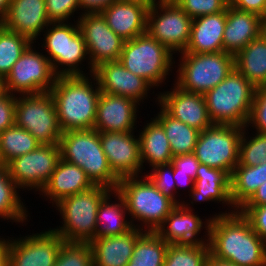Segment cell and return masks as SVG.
Wrapping results in <instances>:
<instances>
[{
  "mask_svg": "<svg viewBox=\"0 0 266 266\" xmlns=\"http://www.w3.org/2000/svg\"><path fill=\"white\" fill-rule=\"evenodd\" d=\"M256 87L235 68L216 87L204 94L213 124L246 127Z\"/></svg>",
  "mask_w": 266,
  "mask_h": 266,
  "instance_id": "cell-6",
  "label": "cell"
},
{
  "mask_svg": "<svg viewBox=\"0 0 266 266\" xmlns=\"http://www.w3.org/2000/svg\"><path fill=\"white\" fill-rule=\"evenodd\" d=\"M93 186L94 184L82 168L60 159L49 182L38 194L47 201L49 200V203L52 202V207H54L62 199Z\"/></svg>",
  "mask_w": 266,
  "mask_h": 266,
  "instance_id": "cell-25",
  "label": "cell"
},
{
  "mask_svg": "<svg viewBox=\"0 0 266 266\" xmlns=\"http://www.w3.org/2000/svg\"><path fill=\"white\" fill-rule=\"evenodd\" d=\"M190 205L184 200L176 205L155 231L168 244H208L211 218L205 217L203 222ZM203 229L205 235L199 238Z\"/></svg>",
  "mask_w": 266,
  "mask_h": 266,
  "instance_id": "cell-18",
  "label": "cell"
},
{
  "mask_svg": "<svg viewBox=\"0 0 266 266\" xmlns=\"http://www.w3.org/2000/svg\"><path fill=\"white\" fill-rule=\"evenodd\" d=\"M168 245L156 232L145 231L137 239L126 266H163Z\"/></svg>",
  "mask_w": 266,
  "mask_h": 266,
  "instance_id": "cell-36",
  "label": "cell"
},
{
  "mask_svg": "<svg viewBox=\"0 0 266 266\" xmlns=\"http://www.w3.org/2000/svg\"><path fill=\"white\" fill-rule=\"evenodd\" d=\"M208 244H169L163 266H204Z\"/></svg>",
  "mask_w": 266,
  "mask_h": 266,
  "instance_id": "cell-38",
  "label": "cell"
},
{
  "mask_svg": "<svg viewBox=\"0 0 266 266\" xmlns=\"http://www.w3.org/2000/svg\"><path fill=\"white\" fill-rule=\"evenodd\" d=\"M266 181V161L256 166L237 165L231 174L230 197L239 210Z\"/></svg>",
  "mask_w": 266,
  "mask_h": 266,
  "instance_id": "cell-32",
  "label": "cell"
},
{
  "mask_svg": "<svg viewBox=\"0 0 266 266\" xmlns=\"http://www.w3.org/2000/svg\"><path fill=\"white\" fill-rule=\"evenodd\" d=\"M45 6L51 23L70 22L75 13H80L79 0H45Z\"/></svg>",
  "mask_w": 266,
  "mask_h": 266,
  "instance_id": "cell-43",
  "label": "cell"
},
{
  "mask_svg": "<svg viewBox=\"0 0 266 266\" xmlns=\"http://www.w3.org/2000/svg\"><path fill=\"white\" fill-rule=\"evenodd\" d=\"M146 124L138 131L142 166L149 164V169H152L171 163L173 155L162 125L154 117Z\"/></svg>",
  "mask_w": 266,
  "mask_h": 266,
  "instance_id": "cell-30",
  "label": "cell"
},
{
  "mask_svg": "<svg viewBox=\"0 0 266 266\" xmlns=\"http://www.w3.org/2000/svg\"><path fill=\"white\" fill-rule=\"evenodd\" d=\"M50 23L45 0H11L7 15L1 22L8 30L24 35L35 43Z\"/></svg>",
  "mask_w": 266,
  "mask_h": 266,
  "instance_id": "cell-22",
  "label": "cell"
},
{
  "mask_svg": "<svg viewBox=\"0 0 266 266\" xmlns=\"http://www.w3.org/2000/svg\"><path fill=\"white\" fill-rule=\"evenodd\" d=\"M16 95L6 93L0 97V133L15 125Z\"/></svg>",
  "mask_w": 266,
  "mask_h": 266,
  "instance_id": "cell-47",
  "label": "cell"
},
{
  "mask_svg": "<svg viewBox=\"0 0 266 266\" xmlns=\"http://www.w3.org/2000/svg\"><path fill=\"white\" fill-rule=\"evenodd\" d=\"M230 179L231 176L226 171L200 163L196 171L194 188L188 194L192 201H187L193 206L196 202L220 203L222 207L228 206L226 214L235 213L237 210L230 197Z\"/></svg>",
  "mask_w": 266,
  "mask_h": 266,
  "instance_id": "cell-23",
  "label": "cell"
},
{
  "mask_svg": "<svg viewBox=\"0 0 266 266\" xmlns=\"http://www.w3.org/2000/svg\"><path fill=\"white\" fill-rule=\"evenodd\" d=\"M73 21L74 23H50L42 33L44 39L43 43H40L41 51L45 50L43 53L49 59L57 76L87 75L82 70L83 67H80L85 66L82 64L85 60L88 61V75L94 73L77 20Z\"/></svg>",
  "mask_w": 266,
  "mask_h": 266,
  "instance_id": "cell-5",
  "label": "cell"
},
{
  "mask_svg": "<svg viewBox=\"0 0 266 266\" xmlns=\"http://www.w3.org/2000/svg\"><path fill=\"white\" fill-rule=\"evenodd\" d=\"M171 164L173 165V174L189 175L195 181L200 162L193 152L173 157Z\"/></svg>",
  "mask_w": 266,
  "mask_h": 266,
  "instance_id": "cell-46",
  "label": "cell"
},
{
  "mask_svg": "<svg viewBox=\"0 0 266 266\" xmlns=\"http://www.w3.org/2000/svg\"><path fill=\"white\" fill-rule=\"evenodd\" d=\"M204 266H237L231 262L219 260L212 255L209 254L208 258L206 259V262Z\"/></svg>",
  "mask_w": 266,
  "mask_h": 266,
  "instance_id": "cell-53",
  "label": "cell"
},
{
  "mask_svg": "<svg viewBox=\"0 0 266 266\" xmlns=\"http://www.w3.org/2000/svg\"><path fill=\"white\" fill-rule=\"evenodd\" d=\"M58 145L61 159L82 168L94 185L116 190L120 179L109 166L97 130L64 131Z\"/></svg>",
  "mask_w": 266,
  "mask_h": 266,
  "instance_id": "cell-4",
  "label": "cell"
},
{
  "mask_svg": "<svg viewBox=\"0 0 266 266\" xmlns=\"http://www.w3.org/2000/svg\"><path fill=\"white\" fill-rule=\"evenodd\" d=\"M192 19L220 13L228 6V0H174Z\"/></svg>",
  "mask_w": 266,
  "mask_h": 266,
  "instance_id": "cell-42",
  "label": "cell"
},
{
  "mask_svg": "<svg viewBox=\"0 0 266 266\" xmlns=\"http://www.w3.org/2000/svg\"><path fill=\"white\" fill-rule=\"evenodd\" d=\"M226 26V9L192 19L190 40L182 53H214L223 51V32Z\"/></svg>",
  "mask_w": 266,
  "mask_h": 266,
  "instance_id": "cell-28",
  "label": "cell"
},
{
  "mask_svg": "<svg viewBox=\"0 0 266 266\" xmlns=\"http://www.w3.org/2000/svg\"><path fill=\"white\" fill-rule=\"evenodd\" d=\"M144 173L164 196L171 199L176 205L182 204L183 200L179 198L181 194H177L176 191V184L173 178V165L171 163L155 166L149 172Z\"/></svg>",
  "mask_w": 266,
  "mask_h": 266,
  "instance_id": "cell-41",
  "label": "cell"
},
{
  "mask_svg": "<svg viewBox=\"0 0 266 266\" xmlns=\"http://www.w3.org/2000/svg\"><path fill=\"white\" fill-rule=\"evenodd\" d=\"M54 266H93L89 243L65 242L61 246Z\"/></svg>",
  "mask_w": 266,
  "mask_h": 266,
  "instance_id": "cell-40",
  "label": "cell"
},
{
  "mask_svg": "<svg viewBox=\"0 0 266 266\" xmlns=\"http://www.w3.org/2000/svg\"><path fill=\"white\" fill-rule=\"evenodd\" d=\"M32 41L21 34L8 30L0 23V76L6 78L14 63Z\"/></svg>",
  "mask_w": 266,
  "mask_h": 266,
  "instance_id": "cell-37",
  "label": "cell"
},
{
  "mask_svg": "<svg viewBox=\"0 0 266 266\" xmlns=\"http://www.w3.org/2000/svg\"><path fill=\"white\" fill-rule=\"evenodd\" d=\"M64 243L51 228L23 237H10L9 266H54Z\"/></svg>",
  "mask_w": 266,
  "mask_h": 266,
  "instance_id": "cell-16",
  "label": "cell"
},
{
  "mask_svg": "<svg viewBox=\"0 0 266 266\" xmlns=\"http://www.w3.org/2000/svg\"><path fill=\"white\" fill-rule=\"evenodd\" d=\"M261 19L257 14L226 8V26L223 32V51L236 55L252 40L260 36Z\"/></svg>",
  "mask_w": 266,
  "mask_h": 266,
  "instance_id": "cell-27",
  "label": "cell"
},
{
  "mask_svg": "<svg viewBox=\"0 0 266 266\" xmlns=\"http://www.w3.org/2000/svg\"><path fill=\"white\" fill-rule=\"evenodd\" d=\"M60 159L58 144H41L37 149L11 160L6 168L20 189L40 193Z\"/></svg>",
  "mask_w": 266,
  "mask_h": 266,
  "instance_id": "cell-14",
  "label": "cell"
},
{
  "mask_svg": "<svg viewBox=\"0 0 266 266\" xmlns=\"http://www.w3.org/2000/svg\"><path fill=\"white\" fill-rule=\"evenodd\" d=\"M144 230L133 227L119 236L99 237L91 240L93 266H126L132 257L137 239Z\"/></svg>",
  "mask_w": 266,
  "mask_h": 266,
  "instance_id": "cell-26",
  "label": "cell"
},
{
  "mask_svg": "<svg viewBox=\"0 0 266 266\" xmlns=\"http://www.w3.org/2000/svg\"><path fill=\"white\" fill-rule=\"evenodd\" d=\"M35 46L32 42L12 66L4 79L6 93L23 95L49 92L55 84L57 75L49 59Z\"/></svg>",
  "mask_w": 266,
  "mask_h": 266,
  "instance_id": "cell-13",
  "label": "cell"
},
{
  "mask_svg": "<svg viewBox=\"0 0 266 266\" xmlns=\"http://www.w3.org/2000/svg\"><path fill=\"white\" fill-rule=\"evenodd\" d=\"M173 178L175 180L176 184V190L177 193L180 192L181 188H188V193L194 188V180L189 175H183V174H173Z\"/></svg>",
  "mask_w": 266,
  "mask_h": 266,
  "instance_id": "cell-51",
  "label": "cell"
},
{
  "mask_svg": "<svg viewBox=\"0 0 266 266\" xmlns=\"http://www.w3.org/2000/svg\"><path fill=\"white\" fill-rule=\"evenodd\" d=\"M93 74L101 92L128 97L140 105L148 99L150 89L154 88L144 78L127 70L120 61L102 63L94 69Z\"/></svg>",
  "mask_w": 266,
  "mask_h": 266,
  "instance_id": "cell-20",
  "label": "cell"
},
{
  "mask_svg": "<svg viewBox=\"0 0 266 266\" xmlns=\"http://www.w3.org/2000/svg\"><path fill=\"white\" fill-rule=\"evenodd\" d=\"M79 30L86 43L91 67L119 61L124 41L114 33L101 13H85L77 16Z\"/></svg>",
  "mask_w": 266,
  "mask_h": 266,
  "instance_id": "cell-15",
  "label": "cell"
},
{
  "mask_svg": "<svg viewBox=\"0 0 266 266\" xmlns=\"http://www.w3.org/2000/svg\"><path fill=\"white\" fill-rule=\"evenodd\" d=\"M246 131L248 132V129L244 127L239 146L238 165L256 166L266 161V134L252 131L250 136Z\"/></svg>",
  "mask_w": 266,
  "mask_h": 266,
  "instance_id": "cell-39",
  "label": "cell"
},
{
  "mask_svg": "<svg viewBox=\"0 0 266 266\" xmlns=\"http://www.w3.org/2000/svg\"><path fill=\"white\" fill-rule=\"evenodd\" d=\"M0 237V266H9L10 239Z\"/></svg>",
  "mask_w": 266,
  "mask_h": 266,
  "instance_id": "cell-52",
  "label": "cell"
},
{
  "mask_svg": "<svg viewBox=\"0 0 266 266\" xmlns=\"http://www.w3.org/2000/svg\"><path fill=\"white\" fill-rule=\"evenodd\" d=\"M110 197L115 201H112ZM126 213L128 212L122 196L117 190L110 191L102 199L97 210L95 238L119 236L131 230L133 226Z\"/></svg>",
  "mask_w": 266,
  "mask_h": 266,
  "instance_id": "cell-29",
  "label": "cell"
},
{
  "mask_svg": "<svg viewBox=\"0 0 266 266\" xmlns=\"http://www.w3.org/2000/svg\"><path fill=\"white\" fill-rule=\"evenodd\" d=\"M49 92L62 132L93 129L101 93L94 74L57 76Z\"/></svg>",
  "mask_w": 266,
  "mask_h": 266,
  "instance_id": "cell-2",
  "label": "cell"
},
{
  "mask_svg": "<svg viewBox=\"0 0 266 266\" xmlns=\"http://www.w3.org/2000/svg\"><path fill=\"white\" fill-rule=\"evenodd\" d=\"M6 94L5 90V80L0 76V97Z\"/></svg>",
  "mask_w": 266,
  "mask_h": 266,
  "instance_id": "cell-57",
  "label": "cell"
},
{
  "mask_svg": "<svg viewBox=\"0 0 266 266\" xmlns=\"http://www.w3.org/2000/svg\"><path fill=\"white\" fill-rule=\"evenodd\" d=\"M116 0H79V9L82 14L100 13Z\"/></svg>",
  "mask_w": 266,
  "mask_h": 266,
  "instance_id": "cell-49",
  "label": "cell"
},
{
  "mask_svg": "<svg viewBox=\"0 0 266 266\" xmlns=\"http://www.w3.org/2000/svg\"><path fill=\"white\" fill-rule=\"evenodd\" d=\"M266 205V181L260 185L253 196L243 206Z\"/></svg>",
  "mask_w": 266,
  "mask_h": 266,
  "instance_id": "cell-50",
  "label": "cell"
},
{
  "mask_svg": "<svg viewBox=\"0 0 266 266\" xmlns=\"http://www.w3.org/2000/svg\"><path fill=\"white\" fill-rule=\"evenodd\" d=\"M148 9L146 4L115 1L100 13L114 33L130 40L147 32Z\"/></svg>",
  "mask_w": 266,
  "mask_h": 266,
  "instance_id": "cell-24",
  "label": "cell"
},
{
  "mask_svg": "<svg viewBox=\"0 0 266 266\" xmlns=\"http://www.w3.org/2000/svg\"><path fill=\"white\" fill-rule=\"evenodd\" d=\"M192 18L174 0H155L147 13V32L174 55L185 51Z\"/></svg>",
  "mask_w": 266,
  "mask_h": 266,
  "instance_id": "cell-12",
  "label": "cell"
},
{
  "mask_svg": "<svg viewBox=\"0 0 266 266\" xmlns=\"http://www.w3.org/2000/svg\"><path fill=\"white\" fill-rule=\"evenodd\" d=\"M174 83L184 91L205 94L219 85L235 68L234 55L214 53H179Z\"/></svg>",
  "mask_w": 266,
  "mask_h": 266,
  "instance_id": "cell-9",
  "label": "cell"
},
{
  "mask_svg": "<svg viewBox=\"0 0 266 266\" xmlns=\"http://www.w3.org/2000/svg\"><path fill=\"white\" fill-rule=\"evenodd\" d=\"M209 253L237 266H266V243L237 210L210 216Z\"/></svg>",
  "mask_w": 266,
  "mask_h": 266,
  "instance_id": "cell-1",
  "label": "cell"
},
{
  "mask_svg": "<svg viewBox=\"0 0 266 266\" xmlns=\"http://www.w3.org/2000/svg\"><path fill=\"white\" fill-rule=\"evenodd\" d=\"M228 5L241 11H247L265 17L266 0H228Z\"/></svg>",
  "mask_w": 266,
  "mask_h": 266,
  "instance_id": "cell-48",
  "label": "cell"
},
{
  "mask_svg": "<svg viewBox=\"0 0 266 266\" xmlns=\"http://www.w3.org/2000/svg\"><path fill=\"white\" fill-rule=\"evenodd\" d=\"M135 132H99L101 147L114 174L119 178L142 176L140 142Z\"/></svg>",
  "mask_w": 266,
  "mask_h": 266,
  "instance_id": "cell-17",
  "label": "cell"
},
{
  "mask_svg": "<svg viewBox=\"0 0 266 266\" xmlns=\"http://www.w3.org/2000/svg\"><path fill=\"white\" fill-rule=\"evenodd\" d=\"M244 127L214 124L200 131L194 155L201 164L226 171L230 176L238 165Z\"/></svg>",
  "mask_w": 266,
  "mask_h": 266,
  "instance_id": "cell-11",
  "label": "cell"
},
{
  "mask_svg": "<svg viewBox=\"0 0 266 266\" xmlns=\"http://www.w3.org/2000/svg\"><path fill=\"white\" fill-rule=\"evenodd\" d=\"M174 54L148 32L125 40L119 61L133 74L144 78L154 88L166 84L175 63Z\"/></svg>",
  "mask_w": 266,
  "mask_h": 266,
  "instance_id": "cell-8",
  "label": "cell"
},
{
  "mask_svg": "<svg viewBox=\"0 0 266 266\" xmlns=\"http://www.w3.org/2000/svg\"><path fill=\"white\" fill-rule=\"evenodd\" d=\"M11 0H0V23L5 19Z\"/></svg>",
  "mask_w": 266,
  "mask_h": 266,
  "instance_id": "cell-54",
  "label": "cell"
},
{
  "mask_svg": "<svg viewBox=\"0 0 266 266\" xmlns=\"http://www.w3.org/2000/svg\"><path fill=\"white\" fill-rule=\"evenodd\" d=\"M116 190L125 201L132 226L144 231L155 232L176 206L145 175L121 178Z\"/></svg>",
  "mask_w": 266,
  "mask_h": 266,
  "instance_id": "cell-3",
  "label": "cell"
},
{
  "mask_svg": "<svg viewBox=\"0 0 266 266\" xmlns=\"http://www.w3.org/2000/svg\"><path fill=\"white\" fill-rule=\"evenodd\" d=\"M238 211L249 221L252 229L266 243V205L242 206Z\"/></svg>",
  "mask_w": 266,
  "mask_h": 266,
  "instance_id": "cell-45",
  "label": "cell"
},
{
  "mask_svg": "<svg viewBox=\"0 0 266 266\" xmlns=\"http://www.w3.org/2000/svg\"><path fill=\"white\" fill-rule=\"evenodd\" d=\"M234 65L255 87L266 86V42L261 36L234 56Z\"/></svg>",
  "mask_w": 266,
  "mask_h": 266,
  "instance_id": "cell-31",
  "label": "cell"
},
{
  "mask_svg": "<svg viewBox=\"0 0 266 266\" xmlns=\"http://www.w3.org/2000/svg\"><path fill=\"white\" fill-rule=\"evenodd\" d=\"M19 191L20 188L10 177L6 166L0 164V219L24 226L30 213L22 202Z\"/></svg>",
  "mask_w": 266,
  "mask_h": 266,
  "instance_id": "cell-34",
  "label": "cell"
},
{
  "mask_svg": "<svg viewBox=\"0 0 266 266\" xmlns=\"http://www.w3.org/2000/svg\"><path fill=\"white\" fill-rule=\"evenodd\" d=\"M252 127L257 133L266 134V86H259L255 89L254 100L250 117L246 127Z\"/></svg>",
  "mask_w": 266,
  "mask_h": 266,
  "instance_id": "cell-44",
  "label": "cell"
},
{
  "mask_svg": "<svg viewBox=\"0 0 266 266\" xmlns=\"http://www.w3.org/2000/svg\"><path fill=\"white\" fill-rule=\"evenodd\" d=\"M260 36L266 42V17L261 19Z\"/></svg>",
  "mask_w": 266,
  "mask_h": 266,
  "instance_id": "cell-55",
  "label": "cell"
},
{
  "mask_svg": "<svg viewBox=\"0 0 266 266\" xmlns=\"http://www.w3.org/2000/svg\"><path fill=\"white\" fill-rule=\"evenodd\" d=\"M171 91L158 92L155 102L159 104L170 116L181 122L203 131L213 122L209 116L203 94L182 90L173 83Z\"/></svg>",
  "mask_w": 266,
  "mask_h": 266,
  "instance_id": "cell-19",
  "label": "cell"
},
{
  "mask_svg": "<svg viewBox=\"0 0 266 266\" xmlns=\"http://www.w3.org/2000/svg\"><path fill=\"white\" fill-rule=\"evenodd\" d=\"M112 191L110 188L94 185L88 190L62 199L54 207L63 221L51 228L65 242L89 243L95 239L97 210L102 199Z\"/></svg>",
  "mask_w": 266,
  "mask_h": 266,
  "instance_id": "cell-7",
  "label": "cell"
},
{
  "mask_svg": "<svg viewBox=\"0 0 266 266\" xmlns=\"http://www.w3.org/2000/svg\"><path fill=\"white\" fill-rule=\"evenodd\" d=\"M15 125L30 132L41 144H59L62 136L50 92L16 95Z\"/></svg>",
  "mask_w": 266,
  "mask_h": 266,
  "instance_id": "cell-10",
  "label": "cell"
},
{
  "mask_svg": "<svg viewBox=\"0 0 266 266\" xmlns=\"http://www.w3.org/2000/svg\"><path fill=\"white\" fill-rule=\"evenodd\" d=\"M154 118L162 125L169 139L173 157L194 151L200 131L170 116L159 104Z\"/></svg>",
  "mask_w": 266,
  "mask_h": 266,
  "instance_id": "cell-33",
  "label": "cell"
},
{
  "mask_svg": "<svg viewBox=\"0 0 266 266\" xmlns=\"http://www.w3.org/2000/svg\"><path fill=\"white\" fill-rule=\"evenodd\" d=\"M140 104L135 100L110 93H100L96 121L98 132H135Z\"/></svg>",
  "mask_w": 266,
  "mask_h": 266,
  "instance_id": "cell-21",
  "label": "cell"
},
{
  "mask_svg": "<svg viewBox=\"0 0 266 266\" xmlns=\"http://www.w3.org/2000/svg\"><path fill=\"white\" fill-rule=\"evenodd\" d=\"M116 1L146 4L150 7L155 0H116Z\"/></svg>",
  "mask_w": 266,
  "mask_h": 266,
  "instance_id": "cell-56",
  "label": "cell"
},
{
  "mask_svg": "<svg viewBox=\"0 0 266 266\" xmlns=\"http://www.w3.org/2000/svg\"><path fill=\"white\" fill-rule=\"evenodd\" d=\"M40 145L30 132L13 125L0 133V164L6 166L11 160L37 149Z\"/></svg>",
  "mask_w": 266,
  "mask_h": 266,
  "instance_id": "cell-35",
  "label": "cell"
}]
</instances>
